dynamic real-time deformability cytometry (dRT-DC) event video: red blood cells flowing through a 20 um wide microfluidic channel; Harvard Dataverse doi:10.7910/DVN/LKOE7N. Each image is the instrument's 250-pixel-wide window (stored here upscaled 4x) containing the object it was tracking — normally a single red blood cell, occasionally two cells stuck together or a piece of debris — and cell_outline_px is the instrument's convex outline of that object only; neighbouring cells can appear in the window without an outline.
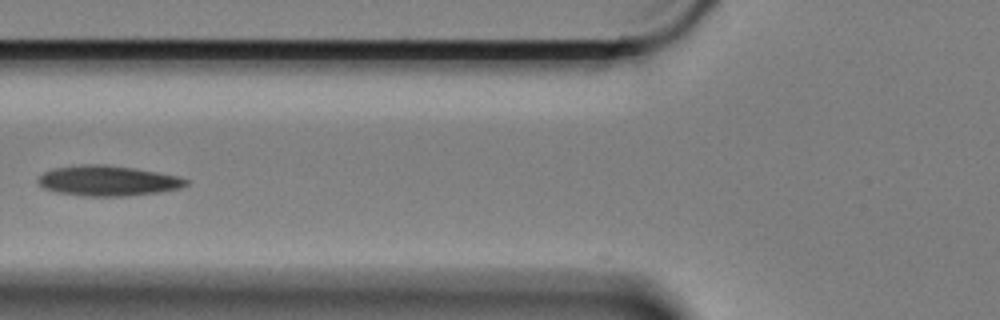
{"species": "Egyptian fruit bat (a non-hibernating species)", "species_latin": "Rousettus aegyptiacus", "temperature_condition": "cold", "stored_images_in_passage": 39, "camera_frame_rate_fps": 3000, "um_per_image_px": 0.085, "animal": {"sex": "female"}, "frame": {"image": 1, "passage_image": 2, "time_ms": 0.333, "image_size_px": [1000, 320], "cell_outline_px": [[188, 184], [180, 188], [160, 192], [128, 196], [84, 196], [56, 192], [44, 188], [36, 180], [44, 172], [56, 168], [84, 164], [104, 164], [136, 168], [180, 176], [188, 180]], "centroid_in_image_um": [9.2, 15.36], "position_along_channel_um": 116.6, "area_um2": 26.18}}
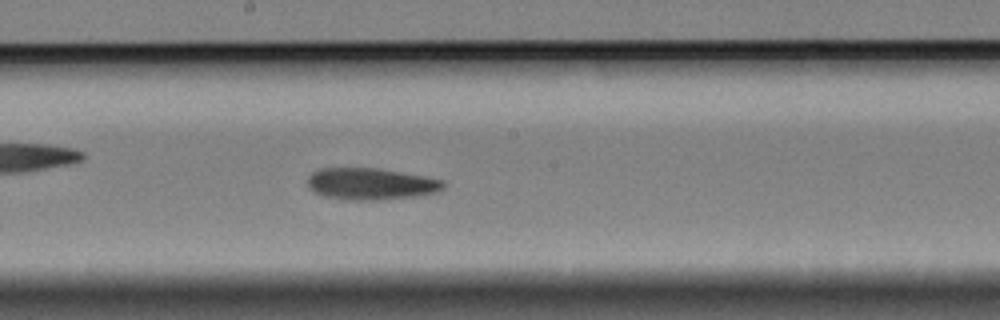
{"frame": {"image": 2, "passage_image": 11, "time_ms": 3.333, "image_size_px": [1000, 320], "cell_outline_px": [[444, 188], [436, 192], [416, 196], [384, 200], [344, 200], [324, 196], [312, 192], [308, 188], [308, 176], [312, 172], [320, 168], [376, 168], [424, 176], [444, 180]], "centroid_in_image_um": [31.48, 15.64], "position_along_channel_um": 216.7, "area_um2": 25.32}}
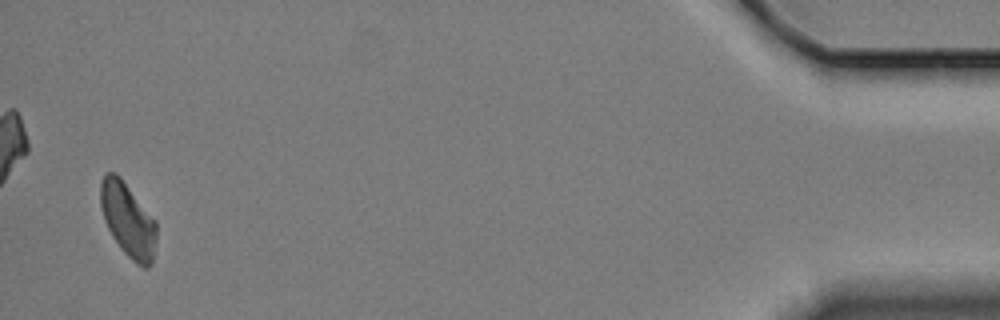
{"frame": {"image": 3, "passage_image": 37, "time_ms": 12.0, "image_size_px": [1000, 320], "cell_outline_px": [[156, 244], [152, 264], [148, 268], [144, 268], [132, 260], [120, 248], [112, 236], [104, 220], [100, 204], [100, 184], [104, 176], [108, 172], [116, 172], [120, 176], [156, 220]], "centroid_in_image_um": [10.89, 18.7], "position_along_channel_um": 424.3, "area_um2": 24.28}}